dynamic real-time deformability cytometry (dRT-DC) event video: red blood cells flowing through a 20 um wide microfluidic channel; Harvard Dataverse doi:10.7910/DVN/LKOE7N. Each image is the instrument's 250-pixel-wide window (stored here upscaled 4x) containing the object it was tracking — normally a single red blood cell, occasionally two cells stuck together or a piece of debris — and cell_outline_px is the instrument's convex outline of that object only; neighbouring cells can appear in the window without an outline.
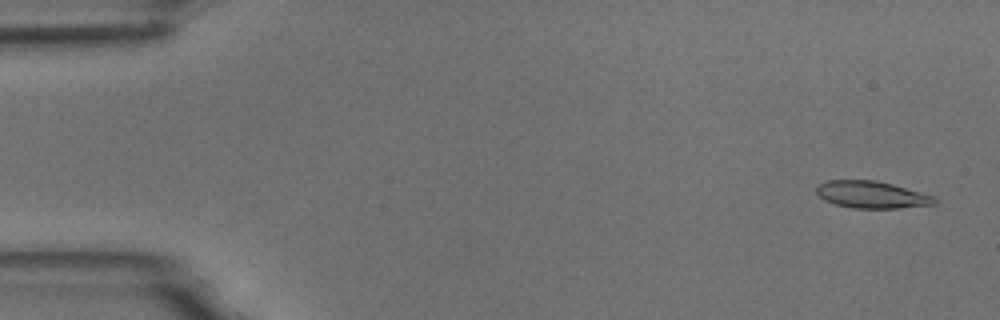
{"species": "common noctule bat (a hibernating species)", "species_latin": "Nyctalus noctula", "temperature_condition": "room temperature", "stored_images_in_passage": 55, "camera_frame_rate_fps": 3000, "um_per_image_px": 0.085, "animal": {"sex": "male", "body_mass_g": 18.8}, "frame": {"image": 1, "passage_image": 3, "time_ms": 0.667, "image_size_px": [1000, 320], "cell_outline_px": [[936, 204], [896, 208], [852, 208], [836, 204], [824, 200], [816, 192], [816, 188], [820, 184], [828, 180], [872, 180], [892, 184], [936, 196]], "centroid_in_image_um": [74.11, 16.55], "position_along_channel_um": 10.9, "area_um2": 18.5}}
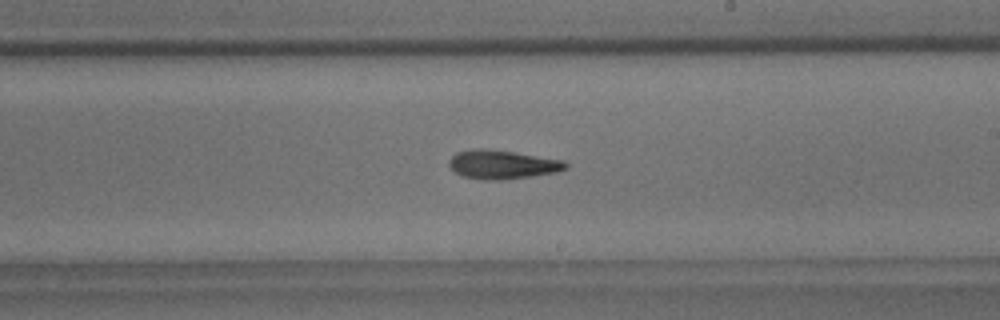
{"frame": {"image": 2, "passage_image": 32, "time_ms": 10.333, "image_size_px": [1000, 320], "cell_outline_px": [[568, 168], [556, 172], [504, 180], [488, 180], [464, 176], [456, 172], [448, 164], [448, 160], [456, 152], [476, 148], [484, 148], [512, 152], [564, 160], [568, 164]], "centroid_in_image_um": [42.7, 13.98], "position_along_channel_um": 246.3, "area_um2": 19.42}}
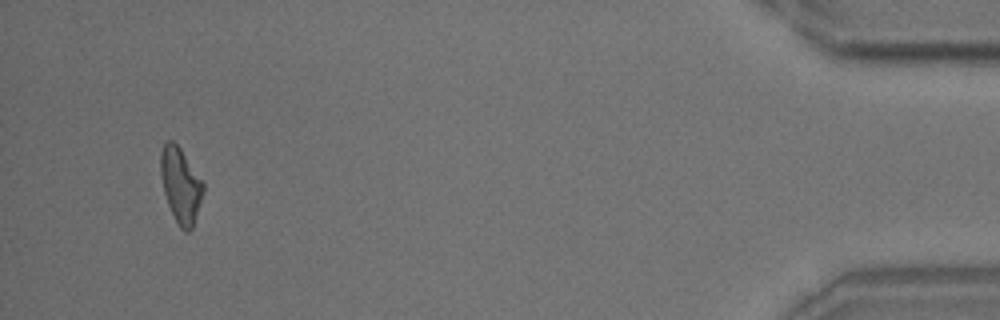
{"frame": {"image": 3, "passage_image": 52, "time_ms": 17.0, "image_size_px": [1000, 320], "cell_outline_px": [[204, 192], [192, 228], [188, 232], [184, 232], [180, 228], [168, 204], [164, 192], [160, 176], [160, 152], [164, 144], [168, 140], [172, 140], [180, 148], [204, 184]], "centroid_in_image_um": [15.34, 15.74], "position_along_channel_um": 419.9, "area_um2": 18.44}, "authors_computed_cell_mechanics": {"area_um2": 18.785, "velocity_mm_per_s": 3.7237, "shape_relaxation_time_tau1_ms": 8.0952, "shape_relaxation_time_tau2_ms": 7.5621, "deformation_change_tau1": 0.1875, "deformation_change_tau2": 0.1883}}